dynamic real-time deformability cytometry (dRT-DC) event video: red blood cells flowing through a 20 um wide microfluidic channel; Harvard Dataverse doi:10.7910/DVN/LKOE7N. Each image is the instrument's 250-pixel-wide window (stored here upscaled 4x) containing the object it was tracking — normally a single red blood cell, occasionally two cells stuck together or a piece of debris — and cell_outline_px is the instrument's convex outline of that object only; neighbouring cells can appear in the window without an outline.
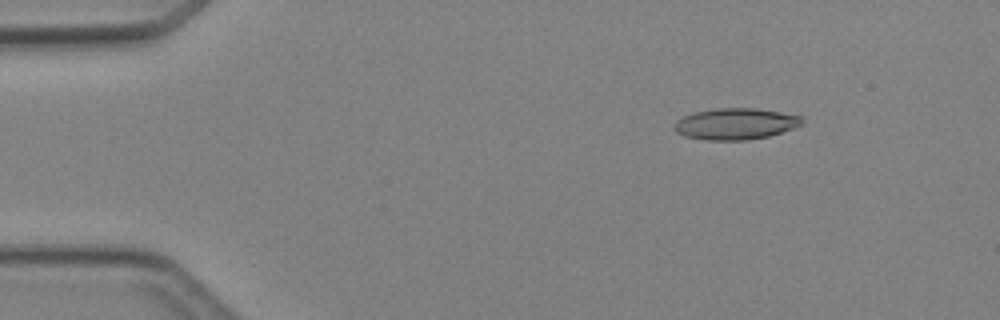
{"species": "Egyptian fruit bat (a non-hibernating species)", "species_latin": "Rousettus aegyptiacus", "temperature_condition": "cold", "stored_images_in_passage": 4, "camera_frame_rate_fps": 3000, "um_per_image_px": 0.085, "animal": {"sex": "female"}, "frame": {"image": 1, "passage_image": 2, "time_ms": 1.333, "image_size_px": [1000, 320], "cell_outline_px": [[804, 120], [796, 128], [768, 136], [748, 140], [708, 140], [684, 136], [676, 132], [672, 128], [676, 120], [684, 116], [696, 112], [716, 108], [756, 108], [804, 116]], "centroid_in_image_um": [62.53, 10.53], "position_along_channel_um": 22.5, "area_um2": 23.47}}